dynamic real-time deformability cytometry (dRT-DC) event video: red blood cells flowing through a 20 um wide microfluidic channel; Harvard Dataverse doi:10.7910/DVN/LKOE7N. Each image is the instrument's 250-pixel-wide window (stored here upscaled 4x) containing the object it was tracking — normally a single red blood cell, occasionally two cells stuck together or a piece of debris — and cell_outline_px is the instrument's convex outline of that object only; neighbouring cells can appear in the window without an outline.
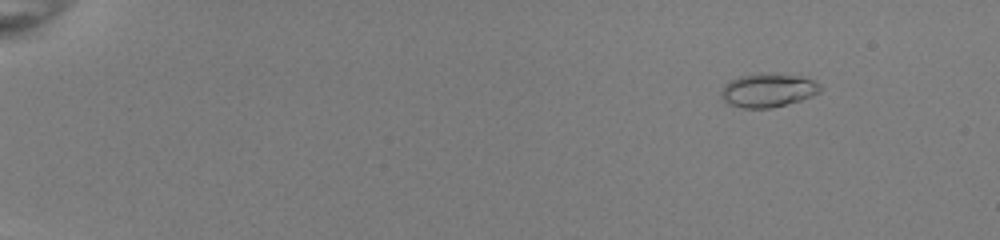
{"species": "common noctule bat (a hibernating species)", "species_latin": "Nyctalus noctula", "temperature_condition": "room temperature", "stored_images_in_passage": 18, "camera_frame_rate_fps": 3000, "um_per_image_px": 0.085, "animal": {"sex": "female", "body_mass_g": 22.0, "forearm_length_mm": 56.7}, "frame": {"image": 1, "passage_image": 8, "time_ms": 2.333, "image_size_px": [1000, 240], "cell_outline_px": [[820, 92], [812, 96], [800, 100], [772, 108], [744, 108], [728, 104], [724, 100], [720, 92], [724, 84], [728, 80], [740, 76], [760, 72], [800, 76], [812, 80], [820, 84]], "centroid_in_image_um": [65.24, 7.66], "position_along_channel_um": 19.8, "area_um2": 19.54}}